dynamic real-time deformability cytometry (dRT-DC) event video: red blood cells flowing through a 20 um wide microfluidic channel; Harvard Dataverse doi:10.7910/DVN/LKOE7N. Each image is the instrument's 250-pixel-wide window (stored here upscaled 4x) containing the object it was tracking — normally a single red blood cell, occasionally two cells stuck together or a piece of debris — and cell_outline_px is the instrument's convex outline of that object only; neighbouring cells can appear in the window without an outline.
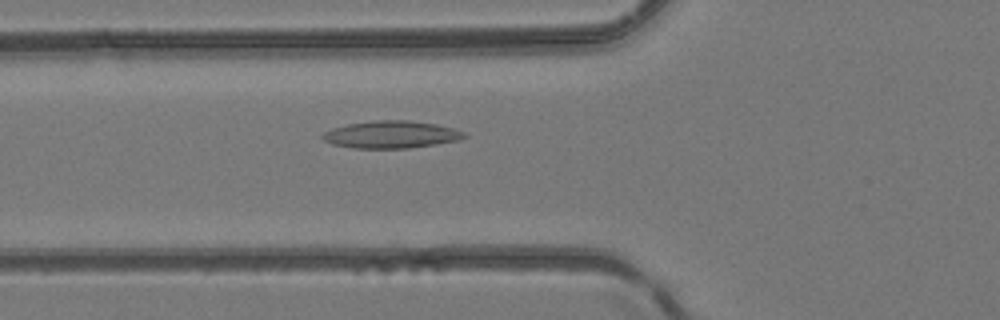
{"species": "common noctule bat (a hibernating species)", "species_latin": "Nyctalus noctula", "temperature_condition": "room temperature", "stored_images_in_passage": 36, "camera_frame_rate_fps": 3000, "um_per_image_px": 0.085, "animal": {"sex": "female", "body_mass_g": 24.6, "forearm_length_mm": 56.2}, "frame": {"image": 1, "passage_image": 6, "time_ms": 1.667, "image_size_px": [1000, 320], "cell_outline_px": [[468, 136], [460, 140], [436, 144], [408, 148], [352, 148], [332, 144], [324, 140], [320, 136], [324, 132], [332, 128], [348, 124], [372, 120], [408, 120], [436, 124], [452, 128], [464, 132]], "centroid_in_image_um": [33.24, 11.43], "position_along_channel_um": 92.6, "area_um2": 22.6}}
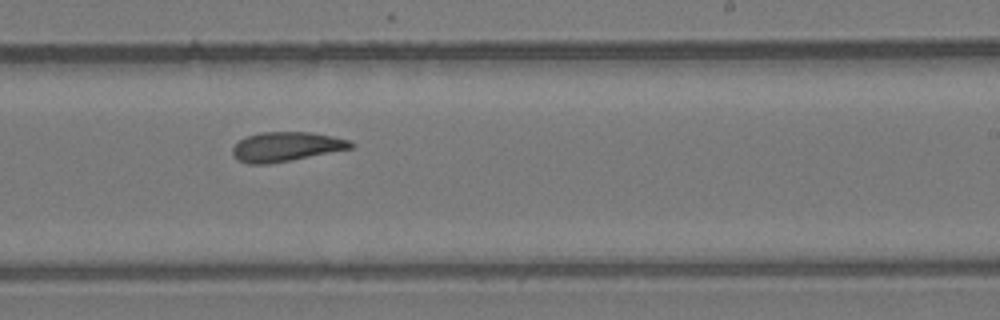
{"frame": {"image": 2, "passage_image": 18, "time_ms": 5.667, "image_size_px": [1000, 320], "cell_outline_px": [[356, 144], [352, 148], [268, 164], [248, 164], [236, 160], [232, 156], [232, 148], [244, 136], [260, 132], [312, 132], [332, 136], [348, 140]], "centroid_in_image_um": [24.27, 12.46], "position_along_channel_um": 264.7, "area_um2": 20.29}}
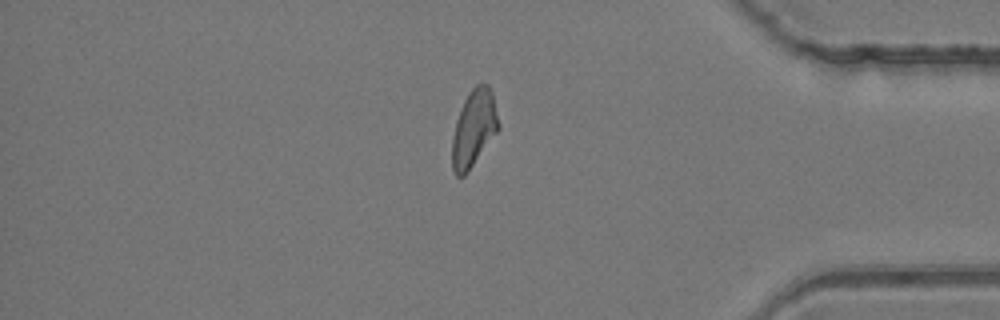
{"frame": {"image": 3, "passage_image": 29, "time_ms": 9.333, "image_size_px": [1000, 320], "cell_outline_px": [[500, 128], [464, 176], [456, 176], [452, 168], [452, 136], [456, 120], [460, 108], [468, 92], [476, 84], [488, 84], [492, 92], [500, 124]], "centroid_in_image_um": [40.27, 10.88], "position_along_channel_um": 394.9, "area_um2": 20.75}}